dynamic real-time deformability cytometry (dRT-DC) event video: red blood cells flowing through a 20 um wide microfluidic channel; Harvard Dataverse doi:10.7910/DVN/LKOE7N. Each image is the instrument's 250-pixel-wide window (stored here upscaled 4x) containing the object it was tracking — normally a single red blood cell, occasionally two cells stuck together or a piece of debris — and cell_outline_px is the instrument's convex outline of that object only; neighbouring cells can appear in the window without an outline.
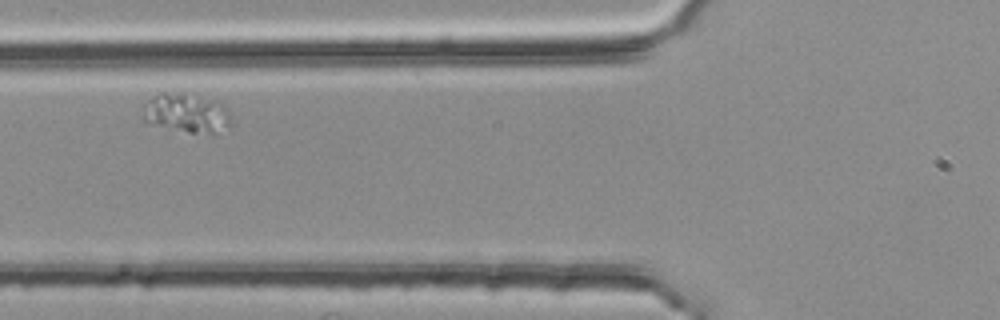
{"species": "common noctule bat (a hibernating species)", "species_latin": "Nyctalus noctula", "temperature_condition": "room temperature", "stored_images_in_passage": 7, "camera_frame_rate_fps": 3000, "um_per_image_px": 0.085, "animal": {"sex": "female", "body_mass_g": 25.1}, "frame": {"image": 1, "passage_image": 5, "time_ms": 1.333, "image_size_px": [1000, 320], "cell_outline_px": [[232, 132], [188, 132], [156, 124], [144, 120], [140, 104], [152, 96], [160, 92], [164, 92], [212, 100], [224, 104], [232, 124]], "centroid_in_image_um": [15.86, 9.63], "position_along_channel_um": 109.9, "area_um2": 19.88}}